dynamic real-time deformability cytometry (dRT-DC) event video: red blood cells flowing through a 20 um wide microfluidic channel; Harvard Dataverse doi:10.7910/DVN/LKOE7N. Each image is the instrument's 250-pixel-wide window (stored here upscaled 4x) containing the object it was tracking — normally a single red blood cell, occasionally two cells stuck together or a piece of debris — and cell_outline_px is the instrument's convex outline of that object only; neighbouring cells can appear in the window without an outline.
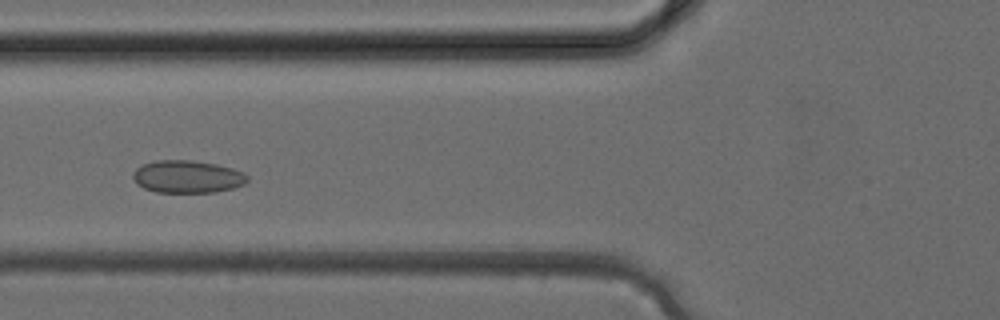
{"species": "common noctule bat (a hibernating species)", "species_latin": "Nyctalus noctula", "temperature_condition": "cold", "stored_images_in_passage": 35, "camera_frame_rate_fps": 3000, "um_per_image_px": 0.085, "animal": {"sex": "female", "body_mass_g": 24.6, "forearm_length_mm": 56.2}, "frame": {"image": 1, "passage_image": 12, "time_ms": 3.667, "image_size_px": [1000, 320], "cell_outline_px": [[248, 180], [244, 184], [232, 188], [212, 192], [156, 192], [144, 188], [136, 184], [132, 176], [132, 172], [136, 168], [144, 164], [156, 160], [192, 160], [216, 164], [232, 168], [244, 172], [248, 176]], "centroid_in_image_um": [15.91, 15.01], "position_along_channel_um": 109.9, "area_um2": 21.73}}
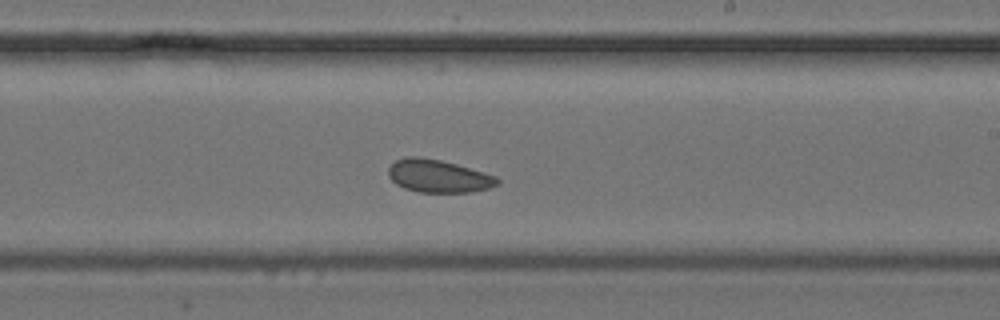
{"frame": {"image": 2, "passage_image": 20, "time_ms": 6.333, "image_size_px": [1000, 320], "cell_outline_px": [[500, 184], [488, 188], [472, 192], [420, 192], [404, 188], [396, 184], [388, 176], [388, 168], [396, 160], [408, 156], [416, 156], [440, 160], [456, 164], [496, 176], [500, 180]], "centroid_in_image_um": [37.26, 14.97], "position_along_channel_um": 251.7, "area_um2": 20.75}}
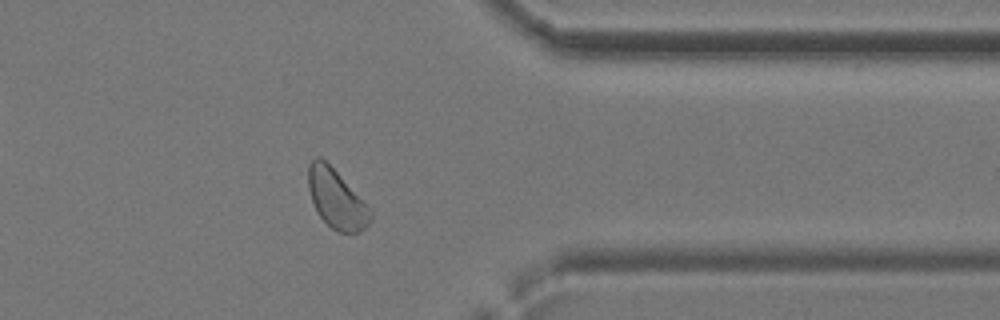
{"frame": {"image": 3, "passage_image": 28, "time_ms": 9.0, "image_size_px": [1000, 320], "cell_outline_px": [[372, 220], [360, 232], [340, 232], [332, 228], [316, 212], [308, 188], [308, 164], [316, 156], [320, 156], [336, 172], [372, 212]], "centroid_in_image_um": [28.56, 16.92], "position_along_channel_um": 382.8, "area_um2": 20.75}}